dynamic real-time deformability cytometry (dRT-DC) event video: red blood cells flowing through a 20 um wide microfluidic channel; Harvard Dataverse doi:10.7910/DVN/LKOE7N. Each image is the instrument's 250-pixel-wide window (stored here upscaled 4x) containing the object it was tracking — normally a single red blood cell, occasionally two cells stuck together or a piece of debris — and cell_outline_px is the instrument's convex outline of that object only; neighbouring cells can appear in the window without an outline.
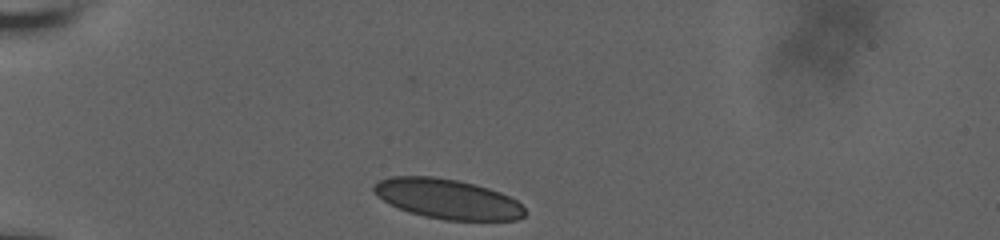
{"species": "human", "species_latin": "Homo sapiens", "temperature_condition": "room temperature", "stored_images_in_passage": 8, "camera_frame_rate_fps": 3000, "um_per_image_px": 0.085, "donor": {"sex": "male"}, "frame": {"image": 1, "passage_image": 1, "time_ms": 0.0, "image_size_px": [1000, 240], "cell_outline_px": [[524, 216], [516, 220], [444, 220], [424, 216], [408, 212], [388, 204], [376, 196], [372, 192], [372, 184], [388, 176], [436, 176], [460, 180], [476, 184], [500, 192], [516, 200], [524, 208]], "centroid_in_image_um": [37.97, 16.89], "position_along_channel_um": 47.0, "area_um2": 35.49}}